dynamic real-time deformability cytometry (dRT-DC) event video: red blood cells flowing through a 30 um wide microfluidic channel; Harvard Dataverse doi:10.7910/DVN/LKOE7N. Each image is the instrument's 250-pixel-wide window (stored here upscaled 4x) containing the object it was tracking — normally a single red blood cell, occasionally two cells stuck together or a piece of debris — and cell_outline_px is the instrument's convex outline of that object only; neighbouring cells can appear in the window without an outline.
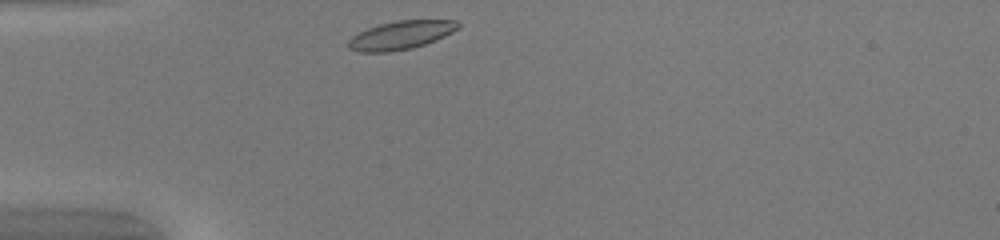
{"species": "common noctule bat (a hibernating species)", "species_latin": "Nyctalus noctula", "temperature_condition": "warm", "stored_images_in_passage": 28, "camera_frame_rate_fps": 3000, "um_per_image_px": 0.085, "animal": {"sex": "female", "body_mass_g": 20.0, "forearm_length_mm": 54.0}, "frame": {"image": 1, "passage_image": 1, "time_ms": 0.0, "image_size_px": [1000, 240], "cell_outline_px": [[460, 28], [436, 40], [412, 48], [388, 52], [360, 52], [348, 48], [348, 40], [352, 36], [368, 28], [380, 24], [396, 20], [456, 20], [460, 24]], "centroid_in_image_um": [34.08, 2.98], "position_along_channel_um": 50.9, "area_um2": 18.15}}
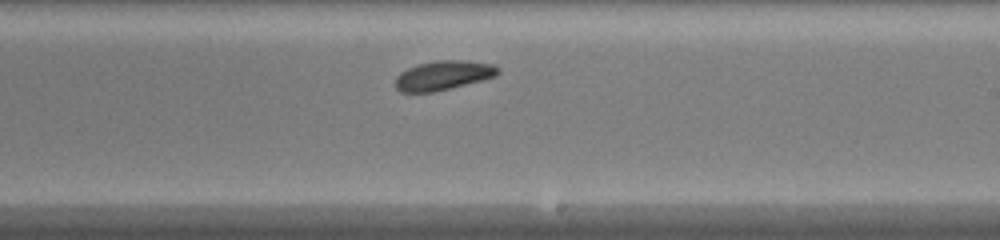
{"frame": {"image": 2, "passage_image": 17, "time_ms": 5.333, "image_size_px": [1000, 240], "cell_outline_px": [[500, 72], [496, 76], [432, 92], [400, 92], [396, 88], [396, 76], [400, 72], [408, 68], [420, 64], [436, 60], [464, 60], [492, 64], [500, 68]], "centroid_in_image_um": [37.67, 6.39], "position_along_channel_um": 251.3, "area_um2": 17.28}}
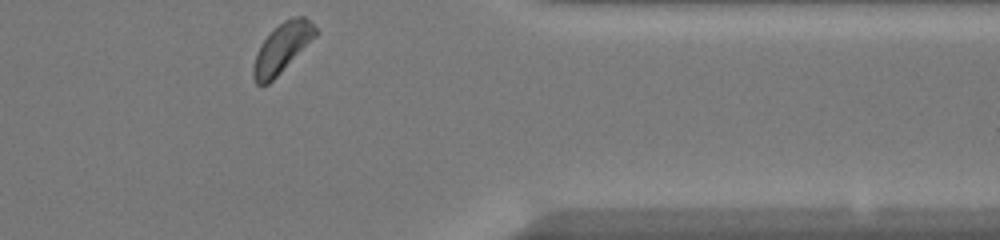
{"frame": {"image": 3, "passage_image": 28, "time_ms": 9.0, "image_size_px": [1000, 240], "cell_outline_px": [[320, 32], [268, 84], [260, 88], [256, 84], [252, 76], [252, 68], [256, 56], [264, 40], [284, 20], [292, 16], [304, 16]], "centroid_in_image_um": [23.97, 4.1], "position_along_channel_um": 387.4, "area_um2": 17.46}, "authors_computed_cell_mechanics": {"area_um2": 17.9758, "velocity_mm_per_s": 4.0792, "shape_relaxation_time_tau1_ms": 1.2349, "shape_relaxation_time_tau2_ms": null, "deformation_change_tau1": 0.0813, "deformation_change_tau2": null}}